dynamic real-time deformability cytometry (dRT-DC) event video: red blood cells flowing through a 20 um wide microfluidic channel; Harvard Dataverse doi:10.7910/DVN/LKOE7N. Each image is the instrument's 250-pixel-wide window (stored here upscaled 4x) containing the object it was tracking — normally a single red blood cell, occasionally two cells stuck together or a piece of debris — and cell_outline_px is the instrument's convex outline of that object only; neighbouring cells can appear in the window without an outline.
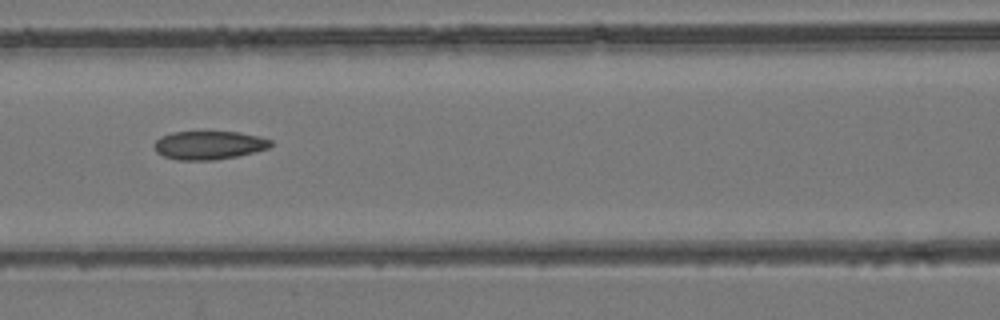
{"species": "common noctule bat (a hibernating species)", "species_latin": "Nyctalus noctula", "temperature_condition": "room temperature", "stored_images_in_passage": 9, "camera_frame_rate_fps": 3000, "um_per_image_px": 0.085, "animal": {"sex": "female", "body_mass_g": 24.6, "forearm_length_mm": 56.2}, "frame": {"image": 1, "passage_image": 7, "time_ms": 2.0, "image_size_px": [1000, 320], "cell_outline_px": [[272, 144], [268, 148], [236, 156], [216, 160], [176, 160], [164, 156], [156, 152], [152, 144], [160, 136], [172, 132], [240, 132], [260, 136], [272, 140]], "centroid_in_image_um": [17.73, 12.34], "position_along_channel_um": 148.9, "area_um2": 19.42}}
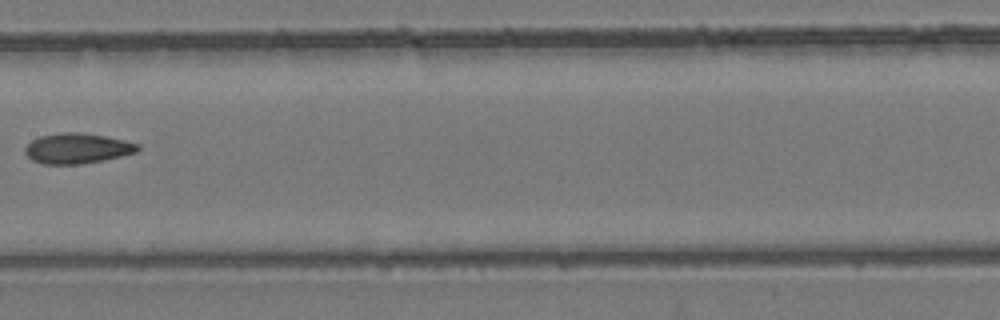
{"frame": {"image": 2, "passage_image": 8, "time_ms": 2.333, "image_size_px": [1000, 320], "cell_outline_px": [[140, 148], [136, 152], [104, 160], [80, 164], [44, 164], [32, 160], [24, 152], [24, 148], [32, 140], [40, 136], [60, 132], [80, 132], [108, 136], [140, 144]], "centroid_in_image_um": [6.57, 12.6], "position_along_channel_um": 200.8, "area_um2": 20.0}}
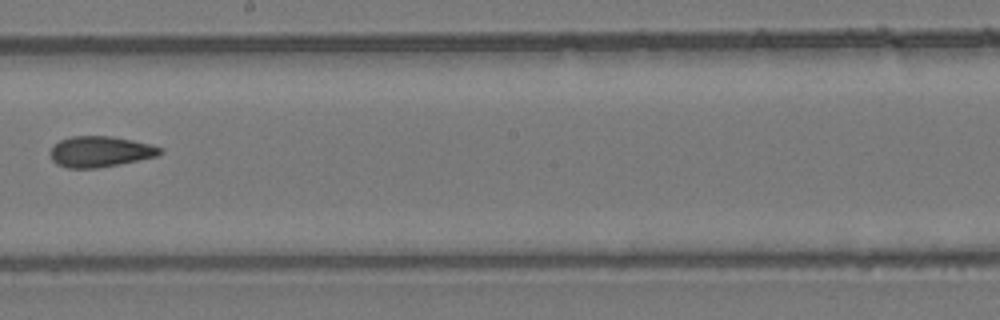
{"frame": {"image": 3, "passage_image": 9, "time_ms": 2.667, "image_size_px": [1000, 320], "cell_outline_px": [[164, 152], [156, 156], [96, 168], [68, 168], [56, 164], [52, 160], [52, 148], [60, 140], [72, 136], [112, 136], [132, 140], [164, 148]], "centroid_in_image_um": [8.52, 12.88], "position_along_channel_um": 239.7, "area_um2": 19.36}}